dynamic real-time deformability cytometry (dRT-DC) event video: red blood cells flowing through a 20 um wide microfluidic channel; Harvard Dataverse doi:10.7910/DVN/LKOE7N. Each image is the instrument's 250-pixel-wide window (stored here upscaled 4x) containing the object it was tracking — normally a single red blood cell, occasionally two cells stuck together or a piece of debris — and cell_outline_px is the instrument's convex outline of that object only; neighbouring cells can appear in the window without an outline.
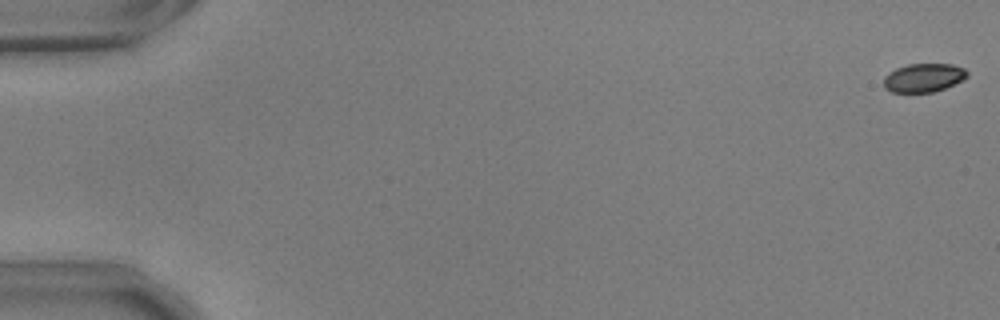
{"species": "common noctule bat (a hibernating species)", "species_latin": "Nyctalus noctula", "temperature_condition": "warm", "stored_images_in_passage": 22, "camera_frame_rate_fps": 3000, "um_per_image_px": 0.085, "animal": {"sex": "male", "body_mass_g": 17.9, "forearm_length_mm": 54.2}, "frame": {"image": 1, "passage_image": 1, "time_ms": 0.0, "image_size_px": [1000, 320], "cell_outline_px": [[968, 76], [964, 80], [944, 88], [932, 92], [892, 92], [884, 88], [884, 76], [888, 72], [896, 68], [908, 64], [952, 64], [964, 68], [968, 72]], "centroid_in_image_um": [78.51, 6.6], "position_along_channel_um": 6.5, "area_um2": 13.99}}
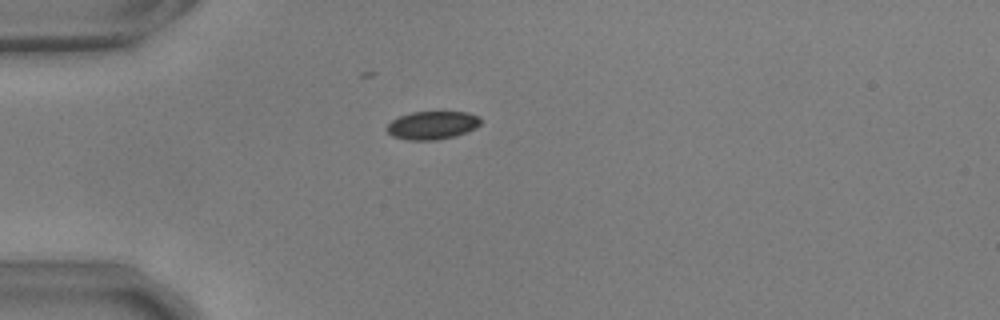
{"frame": {"image": 2, "passage_image": 16, "time_ms": 5.0, "image_size_px": [1000, 320], "cell_outline_px": [[480, 124], [476, 128], [468, 132], [456, 136], [436, 140], [408, 140], [392, 136], [388, 132], [388, 124], [392, 120], [400, 116], [412, 112], [468, 112], [480, 116]], "centroid_in_image_um": [36.78, 10.65], "position_along_channel_um": 48.2, "area_um2": 15.43}}